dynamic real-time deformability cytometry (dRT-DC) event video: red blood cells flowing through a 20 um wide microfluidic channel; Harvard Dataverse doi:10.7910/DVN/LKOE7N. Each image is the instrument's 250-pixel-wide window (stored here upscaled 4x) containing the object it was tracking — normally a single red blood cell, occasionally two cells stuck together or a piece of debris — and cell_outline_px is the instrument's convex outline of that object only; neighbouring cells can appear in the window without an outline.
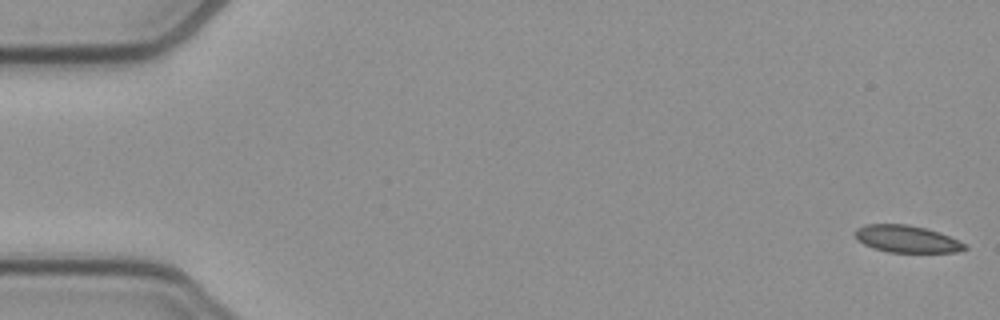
{"species": "common noctule bat (a hibernating species)", "species_latin": "Nyctalus noctula", "temperature_condition": "cold", "stored_images_in_passage": 52, "camera_frame_rate_fps": 3000, "um_per_image_px": 0.085, "animal": {"sex": "female", "body_mass_g": 21.9}, "frame": {"image": 1, "passage_image": 1, "time_ms": 0.0, "image_size_px": [1000, 320], "cell_outline_px": [[968, 248], [956, 252], [888, 252], [872, 248], [856, 240], [856, 228], [864, 224], [908, 224], [940, 232], [968, 244]], "centroid_in_image_um": [77.08, 20.31], "position_along_channel_um": 7.9, "area_um2": 17.46}}
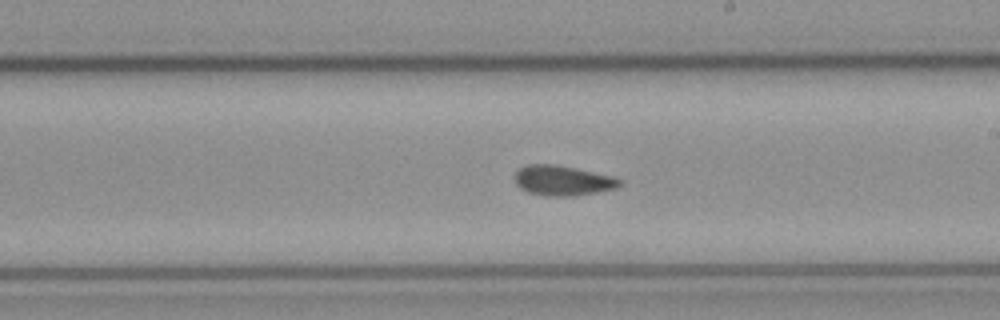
{"frame": {"image": 2, "passage_image": 30, "time_ms": 9.667, "image_size_px": [1000, 320], "cell_outline_px": [[624, 184], [616, 188], [576, 196], [544, 196], [528, 192], [520, 188], [516, 184], [512, 176], [520, 168], [528, 164], [556, 164], [616, 176], [624, 180]], "centroid_in_image_um": [47.86, 15.34], "position_along_channel_um": 241.1, "area_um2": 18.84}}
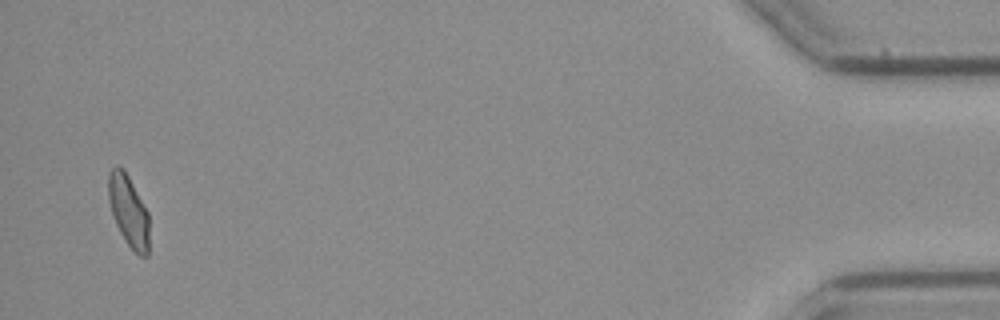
{"frame": {"image": 3, "passage_image": 51, "time_ms": 16.667, "image_size_px": [1000, 320], "cell_outline_px": [[148, 256], [140, 256], [124, 240], [116, 224], [108, 200], [108, 176], [112, 168], [116, 164], [120, 164], [124, 168], [148, 212]], "centroid_in_image_um": [10.91, 17.88], "position_along_channel_um": 424.3, "area_um2": 16.88}, "authors_computed_cell_mechanics": {"area_um2": 18.0625, "velocity_mm_per_s": 3.8977, "shape_relaxation_time_tau1_ms": null, "shape_relaxation_time_tau2_ms": 4.0257, "deformation_change_tau1": null, "deformation_change_tau2": 0.0388}}